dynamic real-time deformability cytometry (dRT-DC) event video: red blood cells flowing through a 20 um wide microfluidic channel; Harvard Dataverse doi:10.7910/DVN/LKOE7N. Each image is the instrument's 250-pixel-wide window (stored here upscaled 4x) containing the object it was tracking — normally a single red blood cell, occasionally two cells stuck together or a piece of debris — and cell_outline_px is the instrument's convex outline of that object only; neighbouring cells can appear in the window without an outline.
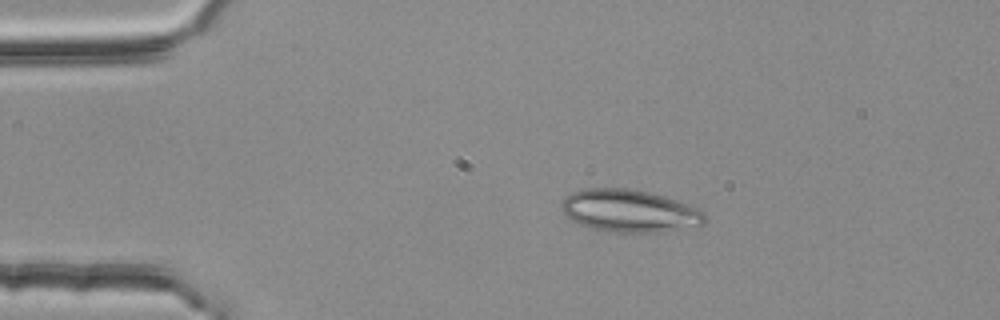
{"species": "common noctule bat (a hibernating species)", "species_latin": "Nyctalus noctula", "temperature_condition": "room temperature", "stored_images_in_passage": 2, "camera_frame_rate_fps": 3000, "um_per_image_px": 0.085, "animal": {"sex": "female", "body_mass_g": 25.1}, "frame": {"image": 1, "passage_image": 1, "time_ms": 0.0, "image_size_px": [1000, 320], "cell_outline_px": [[704, 224], [664, 232], [616, 232], [592, 228], [580, 224], [572, 220], [560, 208], [560, 204], [572, 192], [584, 188], [628, 188], [648, 192], [664, 196], [688, 204], [704, 212]], "centroid_in_image_um": [53.5, 17.92], "position_along_channel_um": 31.5, "area_um2": 35.2}}